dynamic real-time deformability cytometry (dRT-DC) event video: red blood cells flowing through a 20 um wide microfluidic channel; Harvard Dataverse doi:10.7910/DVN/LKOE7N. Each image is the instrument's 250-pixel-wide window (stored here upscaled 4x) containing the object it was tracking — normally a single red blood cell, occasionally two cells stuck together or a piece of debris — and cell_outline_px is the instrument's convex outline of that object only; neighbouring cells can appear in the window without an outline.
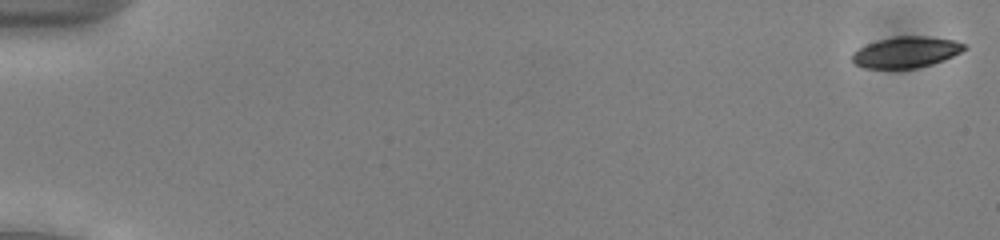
{"species": "common noctule bat (a hibernating species)", "species_latin": "Nyctalus noctula", "temperature_condition": "cold", "stored_images_in_passage": 9, "camera_frame_rate_fps": 3000, "um_per_image_px": 0.085, "animal": {"sex": "male", "body_mass_g": 13.0, "forearm_length_mm": 53.1}, "frame": {"image": 1, "passage_image": 1, "time_ms": 0.0, "image_size_px": [1000, 240], "cell_outline_px": [[968, 48], [944, 60], [932, 64], [916, 68], [864, 68], [852, 64], [852, 52], [868, 44], [880, 40], [896, 36], [928, 36], [952, 40], [968, 44]], "centroid_in_image_um": [77.03, 4.44], "position_along_channel_um": 8.0, "area_um2": 20.29}}